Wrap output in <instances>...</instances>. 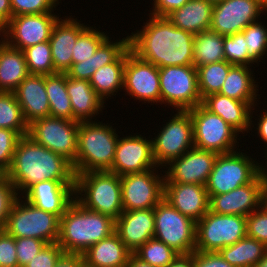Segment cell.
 Wrapping results in <instances>:
<instances>
[{
  "instance_id": "cell-33",
  "label": "cell",
  "mask_w": 267,
  "mask_h": 267,
  "mask_svg": "<svg viewBox=\"0 0 267 267\" xmlns=\"http://www.w3.org/2000/svg\"><path fill=\"white\" fill-rule=\"evenodd\" d=\"M250 66L233 65L229 69L219 94L238 101L255 102L258 96V83L254 80Z\"/></svg>"
},
{
  "instance_id": "cell-27",
  "label": "cell",
  "mask_w": 267,
  "mask_h": 267,
  "mask_svg": "<svg viewBox=\"0 0 267 267\" xmlns=\"http://www.w3.org/2000/svg\"><path fill=\"white\" fill-rule=\"evenodd\" d=\"M66 88L73 110V121H93L104 109V101L96 94L88 80L75 79L66 74Z\"/></svg>"
},
{
  "instance_id": "cell-29",
  "label": "cell",
  "mask_w": 267,
  "mask_h": 267,
  "mask_svg": "<svg viewBox=\"0 0 267 267\" xmlns=\"http://www.w3.org/2000/svg\"><path fill=\"white\" fill-rule=\"evenodd\" d=\"M129 47V36L116 40H109V36L99 45L96 52L87 60L72 63L66 72L68 77L90 80L94 72L102 66L114 62Z\"/></svg>"
},
{
  "instance_id": "cell-52",
  "label": "cell",
  "mask_w": 267,
  "mask_h": 267,
  "mask_svg": "<svg viewBox=\"0 0 267 267\" xmlns=\"http://www.w3.org/2000/svg\"><path fill=\"white\" fill-rule=\"evenodd\" d=\"M153 11L150 15L156 17H167L174 10L181 8L189 0H153Z\"/></svg>"
},
{
  "instance_id": "cell-50",
  "label": "cell",
  "mask_w": 267,
  "mask_h": 267,
  "mask_svg": "<svg viewBox=\"0 0 267 267\" xmlns=\"http://www.w3.org/2000/svg\"><path fill=\"white\" fill-rule=\"evenodd\" d=\"M0 267H18L15 238L0 230Z\"/></svg>"
},
{
  "instance_id": "cell-34",
  "label": "cell",
  "mask_w": 267,
  "mask_h": 267,
  "mask_svg": "<svg viewBox=\"0 0 267 267\" xmlns=\"http://www.w3.org/2000/svg\"><path fill=\"white\" fill-rule=\"evenodd\" d=\"M218 252L234 267H255L267 254V246L246 235L235 244L221 248Z\"/></svg>"
},
{
  "instance_id": "cell-36",
  "label": "cell",
  "mask_w": 267,
  "mask_h": 267,
  "mask_svg": "<svg viewBox=\"0 0 267 267\" xmlns=\"http://www.w3.org/2000/svg\"><path fill=\"white\" fill-rule=\"evenodd\" d=\"M224 59L223 35L206 30L194 36L193 66L195 68Z\"/></svg>"
},
{
  "instance_id": "cell-16",
  "label": "cell",
  "mask_w": 267,
  "mask_h": 267,
  "mask_svg": "<svg viewBox=\"0 0 267 267\" xmlns=\"http://www.w3.org/2000/svg\"><path fill=\"white\" fill-rule=\"evenodd\" d=\"M264 11L261 0H222L213 6L210 30L223 36L240 33Z\"/></svg>"
},
{
  "instance_id": "cell-63",
  "label": "cell",
  "mask_w": 267,
  "mask_h": 267,
  "mask_svg": "<svg viewBox=\"0 0 267 267\" xmlns=\"http://www.w3.org/2000/svg\"><path fill=\"white\" fill-rule=\"evenodd\" d=\"M261 1L267 5V0H261Z\"/></svg>"
},
{
  "instance_id": "cell-45",
  "label": "cell",
  "mask_w": 267,
  "mask_h": 267,
  "mask_svg": "<svg viewBox=\"0 0 267 267\" xmlns=\"http://www.w3.org/2000/svg\"><path fill=\"white\" fill-rule=\"evenodd\" d=\"M246 231L248 237L267 246V207L264 204L246 216Z\"/></svg>"
},
{
  "instance_id": "cell-21",
  "label": "cell",
  "mask_w": 267,
  "mask_h": 267,
  "mask_svg": "<svg viewBox=\"0 0 267 267\" xmlns=\"http://www.w3.org/2000/svg\"><path fill=\"white\" fill-rule=\"evenodd\" d=\"M21 198L59 219L75 200V181H41L34 183Z\"/></svg>"
},
{
  "instance_id": "cell-37",
  "label": "cell",
  "mask_w": 267,
  "mask_h": 267,
  "mask_svg": "<svg viewBox=\"0 0 267 267\" xmlns=\"http://www.w3.org/2000/svg\"><path fill=\"white\" fill-rule=\"evenodd\" d=\"M232 66V64L223 60L221 62L197 67L198 88L201 99L208 95L220 92L222 85L228 76L229 69Z\"/></svg>"
},
{
  "instance_id": "cell-42",
  "label": "cell",
  "mask_w": 267,
  "mask_h": 267,
  "mask_svg": "<svg viewBox=\"0 0 267 267\" xmlns=\"http://www.w3.org/2000/svg\"><path fill=\"white\" fill-rule=\"evenodd\" d=\"M93 27H87L77 38L72 52V63H79L93 56L108 35Z\"/></svg>"
},
{
  "instance_id": "cell-44",
  "label": "cell",
  "mask_w": 267,
  "mask_h": 267,
  "mask_svg": "<svg viewBox=\"0 0 267 267\" xmlns=\"http://www.w3.org/2000/svg\"><path fill=\"white\" fill-rule=\"evenodd\" d=\"M12 17L18 15L54 13L59 0H10Z\"/></svg>"
},
{
  "instance_id": "cell-19",
  "label": "cell",
  "mask_w": 267,
  "mask_h": 267,
  "mask_svg": "<svg viewBox=\"0 0 267 267\" xmlns=\"http://www.w3.org/2000/svg\"><path fill=\"white\" fill-rule=\"evenodd\" d=\"M218 153L193 147L166 167L164 183L206 185Z\"/></svg>"
},
{
  "instance_id": "cell-57",
  "label": "cell",
  "mask_w": 267,
  "mask_h": 267,
  "mask_svg": "<svg viewBox=\"0 0 267 267\" xmlns=\"http://www.w3.org/2000/svg\"><path fill=\"white\" fill-rule=\"evenodd\" d=\"M126 267H154V266L142 261L134 253H132L129 257Z\"/></svg>"
},
{
  "instance_id": "cell-59",
  "label": "cell",
  "mask_w": 267,
  "mask_h": 267,
  "mask_svg": "<svg viewBox=\"0 0 267 267\" xmlns=\"http://www.w3.org/2000/svg\"><path fill=\"white\" fill-rule=\"evenodd\" d=\"M263 204L267 207V180H263Z\"/></svg>"
},
{
  "instance_id": "cell-61",
  "label": "cell",
  "mask_w": 267,
  "mask_h": 267,
  "mask_svg": "<svg viewBox=\"0 0 267 267\" xmlns=\"http://www.w3.org/2000/svg\"><path fill=\"white\" fill-rule=\"evenodd\" d=\"M7 176V172L0 166V180Z\"/></svg>"
},
{
  "instance_id": "cell-54",
  "label": "cell",
  "mask_w": 267,
  "mask_h": 267,
  "mask_svg": "<svg viewBox=\"0 0 267 267\" xmlns=\"http://www.w3.org/2000/svg\"><path fill=\"white\" fill-rule=\"evenodd\" d=\"M12 18L10 0H0V29H3Z\"/></svg>"
},
{
  "instance_id": "cell-51",
  "label": "cell",
  "mask_w": 267,
  "mask_h": 267,
  "mask_svg": "<svg viewBox=\"0 0 267 267\" xmlns=\"http://www.w3.org/2000/svg\"><path fill=\"white\" fill-rule=\"evenodd\" d=\"M194 267H234L219 252L194 251Z\"/></svg>"
},
{
  "instance_id": "cell-28",
  "label": "cell",
  "mask_w": 267,
  "mask_h": 267,
  "mask_svg": "<svg viewBox=\"0 0 267 267\" xmlns=\"http://www.w3.org/2000/svg\"><path fill=\"white\" fill-rule=\"evenodd\" d=\"M131 254L114 232L92 245L82 256L87 267H126Z\"/></svg>"
},
{
  "instance_id": "cell-47",
  "label": "cell",
  "mask_w": 267,
  "mask_h": 267,
  "mask_svg": "<svg viewBox=\"0 0 267 267\" xmlns=\"http://www.w3.org/2000/svg\"><path fill=\"white\" fill-rule=\"evenodd\" d=\"M22 136L13 130L0 128V166L7 172L17 143Z\"/></svg>"
},
{
  "instance_id": "cell-25",
  "label": "cell",
  "mask_w": 267,
  "mask_h": 267,
  "mask_svg": "<svg viewBox=\"0 0 267 267\" xmlns=\"http://www.w3.org/2000/svg\"><path fill=\"white\" fill-rule=\"evenodd\" d=\"M201 104L210 112L219 115L227 124L233 127L238 134L252 129V111L255 109V102H244L228 96L214 93L202 99ZM255 104V106H254ZM254 107V109H253ZM253 125V126H252Z\"/></svg>"
},
{
  "instance_id": "cell-10",
  "label": "cell",
  "mask_w": 267,
  "mask_h": 267,
  "mask_svg": "<svg viewBox=\"0 0 267 267\" xmlns=\"http://www.w3.org/2000/svg\"><path fill=\"white\" fill-rule=\"evenodd\" d=\"M160 104L187 111L202 102L198 88L197 68L193 65L159 68Z\"/></svg>"
},
{
  "instance_id": "cell-62",
  "label": "cell",
  "mask_w": 267,
  "mask_h": 267,
  "mask_svg": "<svg viewBox=\"0 0 267 267\" xmlns=\"http://www.w3.org/2000/svg\"><path fill=\"white\" fill-rule=\"evenodd\" d=\"M207 1H209V2H211V3H213V4H215V3H218V2H220V1H222V0H207Z\"/></svg>"
},
{
  "instance_id": "cell-2",
  "label": "cell",
  "mask_w": 267,
  "mask_h": 267,
  "mask_svg": "<svg viewBox=\"0 0 267 267\" xmlns=\"http://www.w3.org/2000/svg\"><path fill=\"white\" fill-rule=\"evenodd\" d=\"M7 177L22 194L41 181H75L72 164L61 155L22 136L17 143Z\"/></svg>"
},
{
  "instance_id": "cell-11",
  "label": "cell",
  "mask_w": 267,
  "mask_h": 267,
  "mask_svg": "<svg viewBox=\"0 0 267 267\" xmlns=\"http://www.w3.org/2000/svg\"><path fill=\"white\" fill-rule=\"evenodd\" d=\"M193 122L194 147L218 154L235 152L238 132L202 104L187 110Z\"/></svg>"
},
{
  "instance_id": "cell-8",
  "label": "cell",
  "mask_w": 267,
  "mask_h": 267,
  "mask_svg": "<svg viewBox=\"0 0 267 267\" xmlns=\"http://www.w3.org/2000/svg\"><path fill=\"white\" fill-rule=\"evenodd\" d=\"M246 235V217L208 211L196 222L195 251L218 252Z\"/></svg>"
},
{
  "instance_id": "cell-24",
  "label": "cell",
  "mask_w": 267,
  "mask_h": 267,
  "mask_svg": "<svg viewBox=\"0 0 267 267\" xmlns=\"http://www.w3.org/2000/svg\"><path fill=\"white\" fill-rule=\"evenodd\" d=\"M154 232V208L123 211L115 220V233L132 253L153 238Z\"/></svg>"
},
{
  "instance_id": "cell-41",
  "label": "cell",
  "mask_w": 267,
  "mask_h": 267,
  "mask_svg": "<svg viewBox=\"0 0 267 267\" xmlns=\"http://www.w3.org/2000/svg\"><path fill=\"white\" fill-rule=\"evenodd\" d=\"M242 33L248 48V65L251 67L252 63L260 62V59L267 54V29L262 23L255 21L249 24Z\"/></svg>"
},
{
  "instance_id": "cell-40",
  "label": "cell",
  "mask_w": 267,
  "mask_h": 267,
  "mask_svg": "<svg viewBox=\"0 0 267 267\" xmlns=\"http://www.w3.org/2000/svg\"><path fill=\"white\" fill-rule=\"evenodd\" d=\"M134 254L154 267H167L178 256L176 251L154 237L145 242Z\"/></svg>"
},
{
  "instance_id": "cell-14",
  "label": "cell",
  "mask_w": 267,
  "mask_h": 267,
  "mask_svg": "<svg viewBox=\"0 0 267 267\" xmlns=\"http://www.w3.org/2000/svg\"><path fill=\"white\" fill-rule=\"evenodd\" d=\"M156 170L153 168L121 176L124 211L154 208L164 198L165 176L158 175Z\"/></svg>"
},
{
  "instance_id": "cell-20",
  "label": "cell",
  "mask_w": 267,
  "mask_h": 267,
  "mask_svg": "<svg viewBox=\"0 0 267 267\" xmlns=\"http://www.w3.org/2000/svg\"><path fill=\"white\" fill-rule=\"evenodd\" d=\"M209 196V211L217 214L248 216L263 205V180L258 175L251 183Z\"/></svg>"
},
{
  "instance_id": "cell-18",
  "label": "cell",
  "mask_w": 267,
  "mask_h": 267,
  "mask_svg": "<svg viewBox=\"0 0 267 267\" xmlns=\"http://www.w3.org/2000/svg\"><path fill=\"white\" fill-rule=\"evenodd\" d=\"M157 168L153 157L152 139L140 134L120 137L117 141L112 168L118 176Z\"/></svg>"
},
{
  "instance_id": "cell-31",
  "label": "cell",
  "mask_w": 267,
  "mask_h": 267,
  "mask_svg": "<svg viewBox=\"0 0 267 267\" xmlns=\"http://www.w3.org/2000/svg\"><path fill=\"white\" fill-rule=\"evenodd\" d=\"M29 75L22 50L0 41V92H14Z\"/></svg>"
},
{
  "instance_id": "cell-13",
  "label": "cell",
  "mask_w": 267,
  "mask_h": 267,
  "mask_svg": "<svg viewBox=\"0 0 267 267\" xmlns=\"http://www.w3.org/2000/svg\"><path fill=\"white\" fill-rule=\"evenodd\" d=\"M153 157L158 167L182 156L194 147L193 122L188 111L177 110L152 140ZM162 166V167H161Z\"/></svg>"
},
{
  "instance_id": "cell-22",
  "label": "cell",
  "mask_w": 267,
  "mask_h": 267,
  "mask_svg": "<svg viewBox=\"0 0 267 267\" xmlns=\"http://www.w3.org/2000/svg\"><path fill=\"white\" fill-rule=\"evenodd\" d=\"M77 18H59L54 24L49 44L56 73H66L72 65V52L78 36L88 27Z\"/></svg>"
},
{
  "instance_id": "cell-1",
  "label": "cell",
  "mask_w": 267,
  "mask_h": 267,
  "mask_svg": "<svg viewBox=\"0 0 267 267\" xmlns=\"http://www.w3.org/2000/svg\"><path fill=\"white\" fill-rule=\"evenodd\" d=\"M149 16L145 26L129 36L132 52L158 68L193 65L195 35L174 26L166 17Z\"/></svg>"
},
{
  "instance_id": "cell-38",
  "label": "cell",
  "mask_w": 267,
  "mask_h": 267,
  "mask_svg": "<svg viewBox=\"0 0 267 267\" xmlns=\"http://www.w3.org/2000/svg\"><path fill=\"white\" fill-rule=\"evenodd\" d=\"M0 128L13 130L21 136L28 133V123L14 92H0Z\"/></svg>"
},
{
  "instance_id": "cell-9",
  "label": "cell",
  "mask_w": 267,
  "mask_h": 267,
  "mask_svg": "<svg viewBox=\"0 0 267 267\" xmlns=\"http://www.w3.org/2000/svg\"><path fill=\"white\" fill-rule=\"evenodd\" d=\"M218 154L205 185L208 195H220L251 183L259 175V164L246 153ZM250 157V158H249Z\"/></svg>"
},
{
  "instance_id": "cell-6",
  "label": "cell",
  "mask_w": 267,
  "mask_h": 267,
  "mask_svg": "<svg viewBox=\"0 0 267 267\" xmlns=\"http://www.w3.org/2000/svg\"><path fill=\"white\" fill-rule=\"evenodd\" d=\"M59 225L60 219L56 215L36 208L20 196L12 207L4 230L14 238H36L49 244L58 242Z\"/></svg>"
},
{
  "instance_id": "cell-48",
  "label": "cell",
  "mask_w": 267,
  "mask_h": 267,
  "mask_svg": "<svg viewBox=\"0 0 267 267\" xmlns=\"http://www.w3.org/2000/svg\"><path fill=\"white\" fill-rule=\"evenodd\" d=\"M47 243L36 238H15L18 267H24Z\"/></svg>"
},
{
  "instance_id": "cell-43",
  "label": "cell",
  "mask_w": 267,
  "mask_h": 267,
  "mask_svg": "<svg viewBox=\"0 0 267 267\" xmlns=\"http://www.w3.org/2000/svg\"><path fill=\"white\" fill-rule=\"evenodd\" d=\"M224 59L237 66H248V48L242 32L223 36Z\"/></svg>"
},
{
  "instance_id": "cell-3",
  "label": "cell",
  "mask_w": 267,
  "mask_h": 267,
  "mask_svg": "<svg viewBox=\"0 0 267 267\" xmlns=\"http://www.w3.org/2000/svg\"><path fill=\"white\" fill-rule=\"evenodd\" d=\"M115 232L110 216L84 208L76 200L60 217L58 245L65 254H83Z\"/></svg>"
},
{
  "instance_id": "cell-30",
  "label": "cell",
  "mask_w": 267,
  "mask_h": 267,
  "mask_svg": "<svg viewBox=\"0 0 267 267\" xmlns=\"http://www.w3.org/2000/svg\"><path fill=\"white\" fill-rule=\"evenodd\" d=\"M213 6L207 0H189L166 18L179 29L196 35L210 30Z\"/></svg>"
},
{
  "instance_id": "cell-5",
  "label": "cell",
  "mask_w": 267,
  "mask_h": 267,
  "mask_svg": "<svg viewBox=\"0 0 267 267\" xmlns=\"http://www.w3.org/2000/svg\"><path fill=\"white\" fill-rule=\"evenodd\" d=\"M75 200L88 210L110 216L116 220L124 211L121 176L110 171H90L76 174Z\"/></svg>"
},
{
  "instance_id": "cell-60",
  "label": "cell",
  "mask_w": 267,
  "mask_h": 267,
  "mask_svg": "<svg viewBox=\"0 0 267 267\" xmlns=\"http://www.w3.org/2000/svg\"><path fill=\"white\" fill-rule=\"evenodd\" d=\"M255 267H267V254L255 265Z\"/></svg>"
},
{
  "instance_id": "cell-4",
  "label": "cell",
  "mask_w": 267,
  "mask_h": 267,
  "mask_svg": "<svg viewBox=\"0 0 267 267\" xmlns=\"http://www.w3.org/2000/svg\"><path fill=\"white\" fill-rule=\"evenodd\" d=\"M120 136L112 125L97 121L80 122L74 173L109 171Z\"/></svg>"
},
{
  "instance_id": "cell-26",
  "label": "cell",
  "mask_w": 267,
  "mask_h": 267,
  "mask_svg": "<svg viewBox=\"0 0 267 267\" xmlns=\"http://www.w3.org/2000/svg\"><path fill=\"white\" fill-rule=\"evenodd\" d=\"M14 94L28 124L50 116L44 75L29 74L15 89Z\"/></svg>"
},
{
  "instance_id": "cell-12",
  "label": "cell",
  "mask_w": 267,
  "mask_h": 267,
  "mask_svg": "<svg viewBox=\"0 0 267 267\" xmlns=\"http://www.w3.org/2000/svg\"><path fill=\"white\" fill-rule=\"evenodd\" d=\"M79 123L78 121L51 116L44 117L28 124L27 136L34 142L64 157L74 168Z\"/></svg>"
},
{
  "instance_id": "cell-35",
  "label": "cell",
  "mask_w": 267,
  "mask_h": 267,
  "mask_svg": "<svg viewBox=\"0 0 267 267\" xmlns=\"http://www.w3.org/2000/svg\"><path fill=\"white\" fill-rule=\"evenodd\" d=\"M45 89L50 106V116L73 120V110L66 88V73L45 76Z\"/></svg>"
},
{
  "instance_id": "cell-53",
  "label": "cell",
  "mask_w": 267,
  "mask_h": 267,
  "mask_svg": "<svg viewBox=\"0 0 267 267\" xmlns=\"http://www.w3.org/2000/svg\"><path fill=\"white\" fill-rule=\"evenodd\" d=\"M84 259L81 254H63L55 264V267H84Z\"/></svg>"
},
{
  "instance_id": "cell-56",
  "label": "cell",
  "mask_w": 267,
  "mask_h": 267,
  "mask_svg": "<svg viewBox=\"0 0 267 267\" xmlns=\"http://www.w3.org/2000/svg\"><path fill=\"white\" fill-rule=\"evenodd\" d=\"M260 118H258L259 122H257L258 124H255L258 128H256L257 131V135H259V137H261V141H264L267 144V111L264 112L261 116H258ZM267 149V147H266Z\"/></svg>"
},
{
  "instance_id": "cell-32",
  "label": "cell",
  "mask_w": 267,
  "mask_h": 267,
  "mask_svg": "<svg viewBox=\"0 0 267 267\" xmlns=\"http://www.w3.org/2000/svg\"><path fill=\"white\" fill-rule=\"evenodd\" d=\"M131 51L129 46L114 62L98 68L90 78L92 88L103 101L123 89L126 57Z\"/></svg>"
},
{
  "instance_id": "cell-15",
  "label": "cell",
  "mask_w": 267,
  "mask_h": 267,
  "mask_svg": "<svg viewBox=\"0 0 267 267\" xmlns=\"http://www.w3.org/2000/svg\"><path fill=\"white\" fill-rule=\"evenodd\" d=\"M59 19L55 13L18 15L2 29V39L12 48L24 50L49 41L52 28Z\"/></svg>"
},
{
  "instance_id": "cell-49",
  "label": "cell",
  "mask_w": 267,
  "mask_h": 267,
  "mask_svg": "<svg viewBox=\"0 0 267 267\" xmlns=\"http://www.w3.org/2000/svg\"><path fill=\"white\" fill-rule=\"evenodd\" d=\"M64 254L57 242L46 244L24 267H55V264Z\"/></svg>"
},
{
  "instance_id": "cell-55",
  "label": "cell",
  "mask_w": 267,
  "mask_h": 267,
  "mask_svg": "<svg viewBox=\"0 0 267 267\" xmlns=\"http://www.w3.org/2000/svg\"><path fill=\"white\" fill-rule=\"evenodd\" d=\"M167 267H194V252L190 254H178Z\"/></svg>"
},
{
  "instance_id": "cell-39",
  "label": "cell",
  "mask_w": 267,
  "mask_h": 267,
  "mask_svg": "<svg viewBox=\"0 0 267 267\" xmlns=\"http://www.w3.org/2000/svg\"><path fill=\"white\" fill-rule=\"evenodd\" d=\"M29 74H56L51 56L49 41L30 46L23 50Z\"/></svg>"
},
{
  "instance_id": "cell-17",
  "label": "cell",
  "mask_w": 267,
  "mask_h": 267,
  "mask_svg": "<svg viewBox=\"0 0 267 267\" xmlns=\"http://www.w3.org/2000/svg\"><path fill=\"white\" fill-rule=\"evenodd\" d=\"M123 89L135 100L160 103L159 68L131 51L126 57Z\"/></svg>"
},
{
  "instance_id": "cell-58",
  "label": "cell",
  "mask_w": 267,
  "mask_h": 267,
  "mask_svg": "<svg viewBox=\"0 0 267 267\" xmlns=\"http://www.w3.org/2000/svg\"><path fill=\"white\" fill-rule=\"evenodd\" d=\"M265 154H266L265 160H267V152ZM265 165L267 166V161ZM266 166H263L262 164L259 165V175L262 178V180H267V167Z\"/></svg>"
},
{
  "instance_id": "cell-7",
  "label": "cell",
  "mask_w": 267,
  "mask_h": 267,
  "mask_svg": "<svg viewBox=\"0 0 267 267\" xmlns=\"http://www.w3.org/2000/svg\"><path fill=\"white\" fill-rule=\"evenodd\" d=\"M154 225V238L178 254L195 251L196 222L182 215L164 198L154 207Z\"/></svg>"
},
{
  "instance_id": "cell-46",
  "label": "cell",
  "mask_w": 267,
  "mask_h": 267,
  "mask_svg": "<svg viewBox=\"0 0 267 267\" xmlns=\"http://www.w3.org/2000/svg\"><path fill=\"white\" fill-rule=\"evenodd\" d=\"M13 182L6 176L0 180V230H4L8 216L20 197Z\"/></svg>"
},
{
  "instance_id": "cell-23",
  "label": "cell",
  "mask_w": 267,
  "mask_h": 267,
  "mask_svg": "<svg viewBox=\"0 0 267 267\" xmlns=\"http://www.w3.org/2000/svg\"><path fill=\"white\" fill-rule=\"evenodd\" d=\"M164 199L195 222L209 211V196L205 185L164 183Z\"/></svg>"
}]
</instances>
